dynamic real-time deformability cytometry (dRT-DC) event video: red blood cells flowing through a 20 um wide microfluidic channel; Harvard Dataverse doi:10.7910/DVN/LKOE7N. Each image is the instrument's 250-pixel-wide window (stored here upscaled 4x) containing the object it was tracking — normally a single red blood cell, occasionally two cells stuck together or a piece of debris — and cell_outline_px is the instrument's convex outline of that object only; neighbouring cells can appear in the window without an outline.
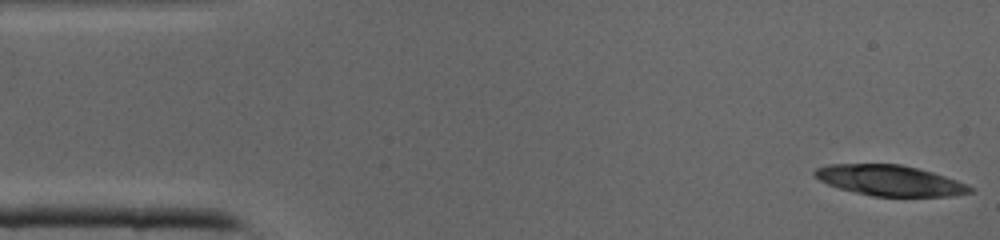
{"species": "common noctule bat (a hibernating species)", "species_latin": "Nyctalus noctula", "temperature_condition": "cold", "stored_images_in_passage": 42, "camera_frame_rate_fps": 3000, "um_per_image_px": 0.085, "animal": {"sex": "male", "body_mass_g": 19.0, "forearm_length_mm": 50.8}, "frame": {"image": 1, "passage_image": 1, "time_ms": 0.0, "image_size_px": [1000, 240], "cell_outline_px": [[972, 192], [948, 196], [872, 196], [840, 188], [828, 184], [820, 180], [812, 172], [816, 168], [832, 164], [900, 164], [932, 172], [956, 180], [972, 188]], "centroid_in_image_um": [75.61, 15.33], "position_along_channel_um": 9.4, "area_um2": 27.17}}
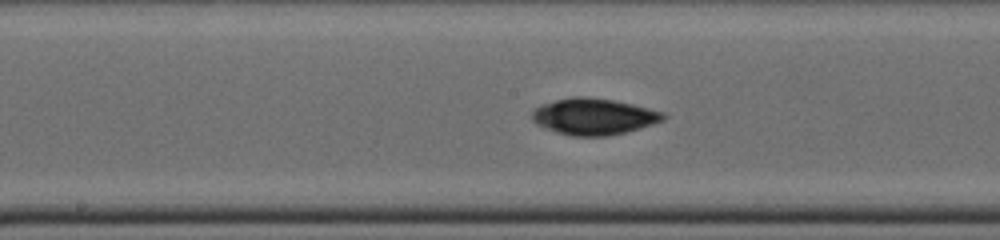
{"frame": {"image": 2, "passage_image": 20, "time_ms": 6.333, "image_size_px": [1000, 240], "cell_outline_px": [[664, 120], [640, 128], [608, 136], [572, 136], [556, 132], [532, 120], [532, 112], [536, 108], [544, 104], [556, 100], [572, 96], [580, 96], [612, 100], [632, 104], [664, 112]], "centroid_in_image_um": [50.48, 9.91], "position_along_channel_um": 197.7, "area_um2": 27.34}}
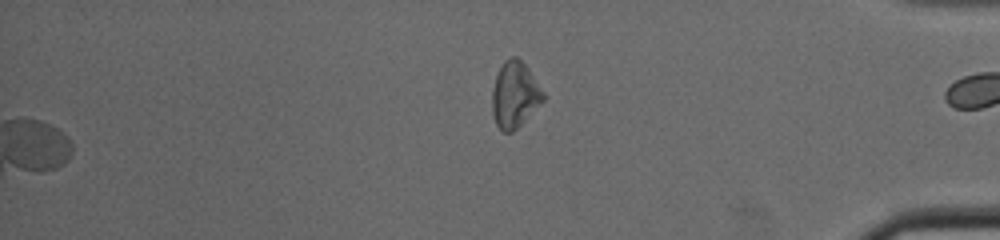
{"frame": {"image": 3, "passage_image": 42, "time_ms": 13.667, "image_size_px": [1000, 240], "cell_outline_px": [[544, 100], [512, 132], [504, 132], [496, 124], [492, 112], [492, 92], [496, 76], [504, 60], [512, 56], [516, 56], [528, 68], [544, 92]], "centroid_in_image_um": [43.74, 8.04], "position_along_channel_um": 391.5, "area_um2": 19.31}}